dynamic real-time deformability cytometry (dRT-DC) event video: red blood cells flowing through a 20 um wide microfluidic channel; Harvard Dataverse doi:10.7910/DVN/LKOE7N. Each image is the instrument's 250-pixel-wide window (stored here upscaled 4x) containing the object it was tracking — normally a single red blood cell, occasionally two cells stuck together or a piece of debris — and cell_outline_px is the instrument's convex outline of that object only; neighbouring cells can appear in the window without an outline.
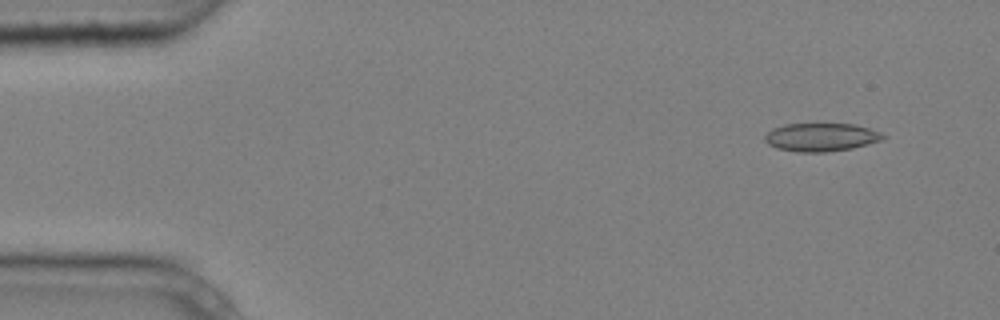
{"species": "common noctule bat (a hibernating species)", "species_latin": "Nyctalus noctula", "temperature_condition": "cold", "stored_images_in_passage": 3, "camera_frame_rate_fps": 3000, "um_per_image_px": 0.085, "animal": {"sex": "male", "body_mass_g": 20.4}, "frame": {"image": 1, "passage_image": 1, "time_ms": 0.0, "image_size_px": [1000, 320], "cell_outline_px": [[888, 136], [880, 140], [868, 144], [852, 148], [824, 152], [796, 152], [776, 148], [768, 144], [764, 140], [764, 136], [772, 128], [784, 124], [856, 124], [880, 132]], "centroid_in_image_um": [69.77, 11.66], "position_along_channel_um": 15.2, "area_um2": 19.48}}